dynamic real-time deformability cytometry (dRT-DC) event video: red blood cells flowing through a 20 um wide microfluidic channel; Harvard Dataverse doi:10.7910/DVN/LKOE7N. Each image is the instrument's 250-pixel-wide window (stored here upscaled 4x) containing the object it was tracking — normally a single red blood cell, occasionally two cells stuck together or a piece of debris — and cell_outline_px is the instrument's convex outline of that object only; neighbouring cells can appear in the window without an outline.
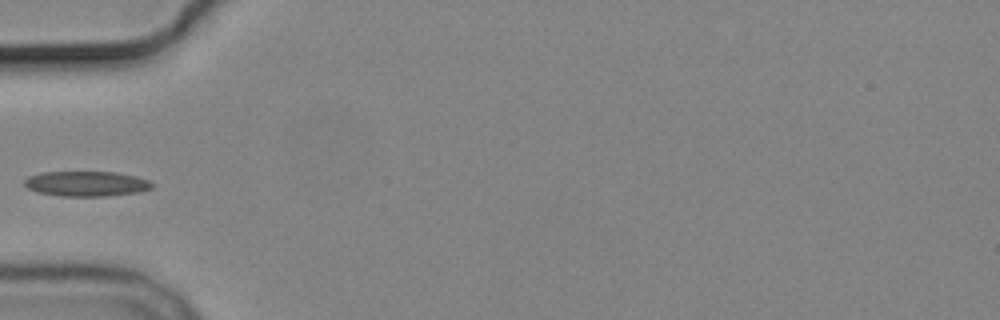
{"species": "common noctule bat (a hibernating species)", "species_latin": "Nyctalus noctula", "temperature_condition": "cold", "stored_images_in_passage": 6, "camera_frame_rate_fps": 3000, "um_per_image_px": 0.085, "animal": {"sex": "male", "body_mass_g": 19.2, "forearm_length_mm": 51.8}, "frame": {"image": 1, "passage_image": 5, "time_ms": 5.667, "image_size_px": [1000, 320], "cell_outline_px": [[156, 184], [152, 188], [140, 192], [104, 196], [60, 196], [40, 192], [28, 188], [24, 184], [24, 180], [28, 176], [40, 172], [116, 172], [136, 176], [148, 180]], "centroid_in_image_um": [7.37, 15.61], "position_along_channel_um": 77.6, "area_um2": 18.73}}
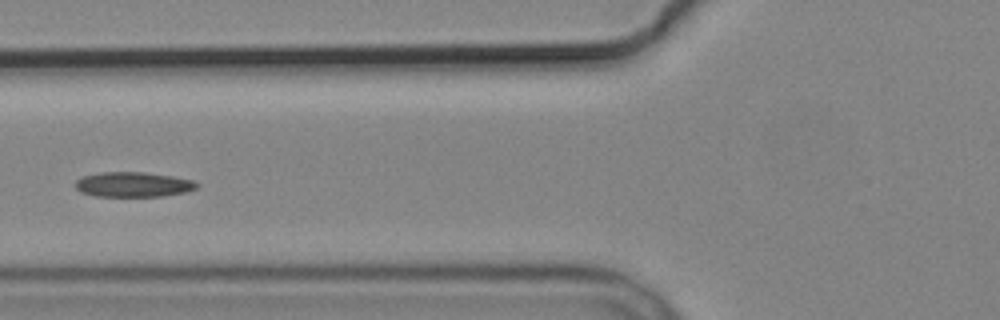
{"frame": {"image": 2, "passage_image": 6, "time_ms": 6.667, "image_size_px": [1000, 320], "cell_outline_px": [[200, 184], [196, 188], [188, 192], [160, 196], [96, 196], [80, 192], [76, 188], [76, 180], [84, 176], [100, 172], [144, 172], [172, 176], [192, 180]], "centroid_in_image_um": [11.34, 15.68], "position_along_channel_um": 114.5, "area_um2": 17.63}}